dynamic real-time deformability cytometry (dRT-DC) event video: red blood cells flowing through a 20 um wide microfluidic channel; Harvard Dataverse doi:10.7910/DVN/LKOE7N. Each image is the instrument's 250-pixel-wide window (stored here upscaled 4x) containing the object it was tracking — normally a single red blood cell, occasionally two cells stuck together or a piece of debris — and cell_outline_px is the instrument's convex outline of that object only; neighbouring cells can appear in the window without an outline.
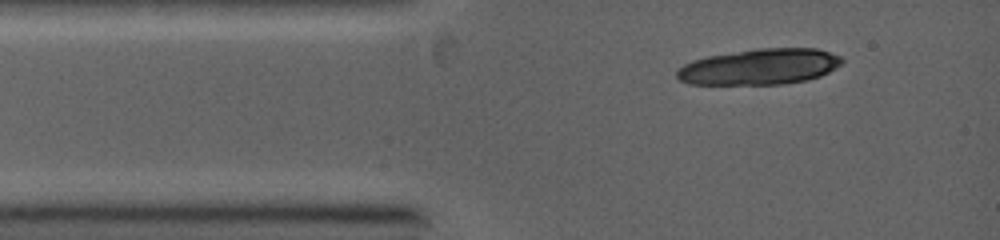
{"species": "common noctule bat (a hibernating species)", "species_latin": "Nyctalus noctula", "temperature_condition": "warm", "stored_images_in_passage": 2, "camera_frame_rate_fps": 5000, "um_per_image_px": 0.085, "animal": {"sex": "female", "body_mass_g": 19.0, "forearm_length_mm": 53.3}, "frame": {"image": 1, "passage_image": 2, "time_ms": 0.2, "image_size_px": [1000, 240], "cell_outline_px": [[844, 60], [840, 64], [828, 72], [820, 76], [808, 80], [784, 84], [688, 84], [680, 80], [676, 76], [676, 72], [684, 64], [692, 60], [708, 56], [756, 48], [816, 48], [840, 56]], "centroid_in_image_um": [64.56, 5.67], "position_along_channel_um": 20.4, "area_um2": 34.45}}